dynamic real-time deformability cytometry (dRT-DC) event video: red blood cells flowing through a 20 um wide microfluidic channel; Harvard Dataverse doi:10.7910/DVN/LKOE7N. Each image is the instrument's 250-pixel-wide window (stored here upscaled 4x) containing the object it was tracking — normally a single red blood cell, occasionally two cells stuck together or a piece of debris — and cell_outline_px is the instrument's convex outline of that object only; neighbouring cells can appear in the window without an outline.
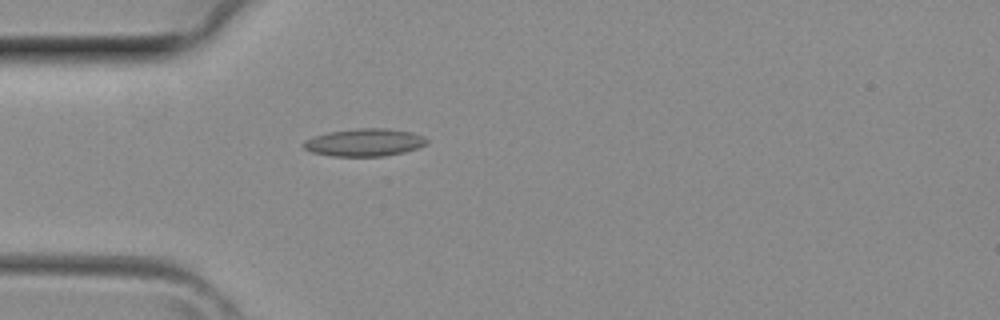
{"species": "common noctule bat (a hibernating species)", "species_latin": "Nyctalus noctula", "temperature_condition": "room temperature", "stored_images_in_passage": 29, "camera_frame_rate_fps": 3000, "um_per_image_px": 0.085, "animal": {"sex": "female", "body_mass_g": 29.2, "forearm_length_mm": 56.3}, "frame": {"image": 1, "passage_image": 1, "time_ms": 0.0, "image_size_px": [1000, 320], "cell_outline_px": [[428, 144], [404, 152], [384, 156], [332, 156], [312, 152], [304, 148], [300, 144], [304, 140], [312, 136], [328, 132], [356, 128], [388, 128], [412, 132], [424, 136], [428, 140]], "centroid_in_image_um": [30.96, 12.1], "position_along_channel_um": 54.0, "area_um2": 20.06}}
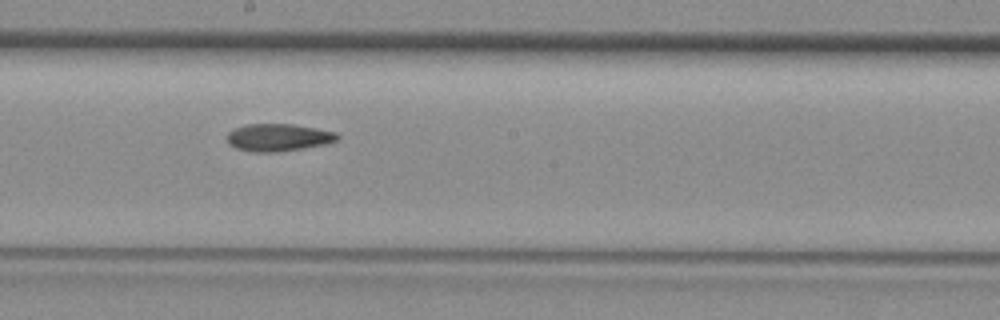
{"frame": {"image": 2, "passage_image": 11, "time_ms": 3.333, "image_size_px": [1000, 320], "cell_outline_px": [[340, 136], [336, 140], [328, 144], [276, 152], [252, 152], [236, 148], [228, 144], [228, 132], [232, 128], [244, 124], [292, 124], [316, 128], [336, 132]], "centroid_in_image_um": [23.63, 11.68], "position_along_channel_um": 224.6, "area_um2": 17.74}}
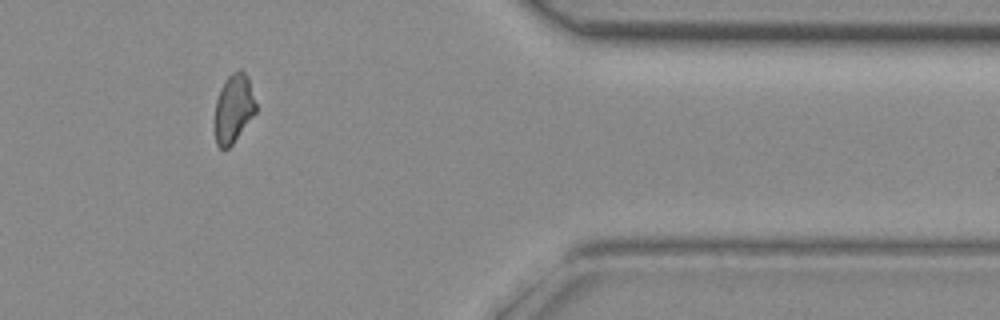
{"frame": {"image": 3, "passage_image": 22, "time_ms": 7.0, "image_size_px": [1000, 320], "cell_outline_px": [[256, 112], [232, 144], [228, 148], [220, 148], [216, 144], [216, 100], [220, 88], [224, 80], [232, 72], [240, 68], [248, 76], [256, 104]], "centroid_in_image_um": [19.87, 9.17], "position_along_channel_um": 391.5, "area_um2": 16.24}}